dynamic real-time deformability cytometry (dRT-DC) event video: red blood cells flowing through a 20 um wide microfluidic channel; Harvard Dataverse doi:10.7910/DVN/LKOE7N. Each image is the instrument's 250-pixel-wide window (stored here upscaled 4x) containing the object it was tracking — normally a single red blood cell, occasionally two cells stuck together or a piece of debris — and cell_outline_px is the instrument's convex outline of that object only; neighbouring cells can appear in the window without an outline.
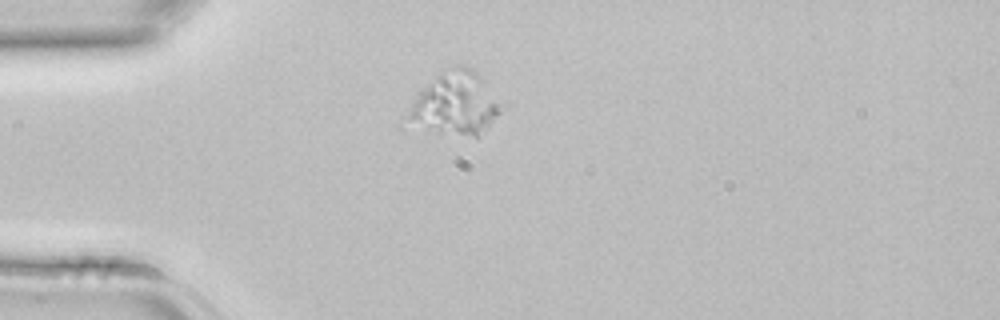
{"species": "common noctule bat (a hibernating species)", "species_latin": "Nyctalus noctula", "temperature_condition": "room temperature", "stored_images_in_passage": 3, "camera_frame_rate_fps": 3000, "um_per_image_px": 0.085, "animal": {"sex": "female", "body_mass_g": 22.7, "forearm_length_mm": 54.2}, "frame": {"image": 1, "passage_image": 3, "time_ms": 0.667, "image_size_px": [1000, 320], "cell_outline_px": [[500, 112], [476, 136], [428, 128], [408, 120], [408, 116], [412, 104], [420, 88], [440, 72], [456, 64], [464, 64], [472, 68], [480, 76], [500, 108]], "centroid_in_image_um": [38.66, 8.71], "position_along_channel_um": 46.3, "area_um2": 32.08}}